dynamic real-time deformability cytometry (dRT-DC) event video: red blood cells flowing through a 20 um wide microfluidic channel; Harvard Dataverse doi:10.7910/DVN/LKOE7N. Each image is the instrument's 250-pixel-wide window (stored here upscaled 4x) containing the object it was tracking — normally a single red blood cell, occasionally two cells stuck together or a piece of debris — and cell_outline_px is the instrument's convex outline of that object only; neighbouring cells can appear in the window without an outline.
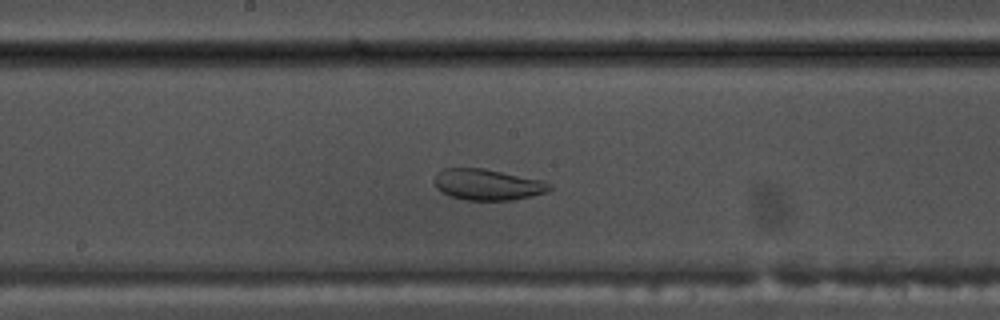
{"species": "common noctule bat (a hibernating species)", "species_latin": "Nyctalus noctula", "temperature_condition": "warm", "stored_images_in_passage": 51, "camera_frame_rate_fps": 3000, "um_per_image_px": 0.085, "animal": {"sex": "male", "body_mass_g": 17.5, "forearm_length_mm": 52.3}, "frame": {"image": 1, "passage_image": 26, "time_ms": 8.333, "image_size_px": [1000, 320], "cell_outline_px": [[552, 188], [548, 192], [532, 196], [512, 200], [464, 200], [452, 196], [436, 188], [436, 172], [444, 168], [484, 168], [544, 180], [552, 184]], "centroid_in_image_um": [41.51, 15.68], "position_along_channel_um": 206.7, "area_um2": 20.92}}
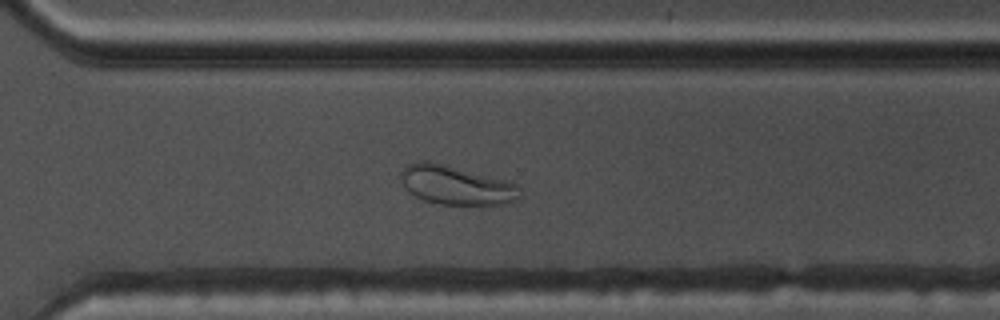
{"frame": {"image": 2, "passage_image": 36, "time_ms": 11.667, "image_size_px": [1000, 320], "cell_outline_px": [[520, 196], [516, 200], [504, 204], [440, 204], [424, 200], [408, 192], [400, 176], [400, 172], [408, 164], [420, 160], [428, 160], [444, 164], [504, 180], [516, 184]], "centroid_in_image_um": [38.72, 15.73], "position_along_channel_um": 331.9, "area_um2": 26.65}}
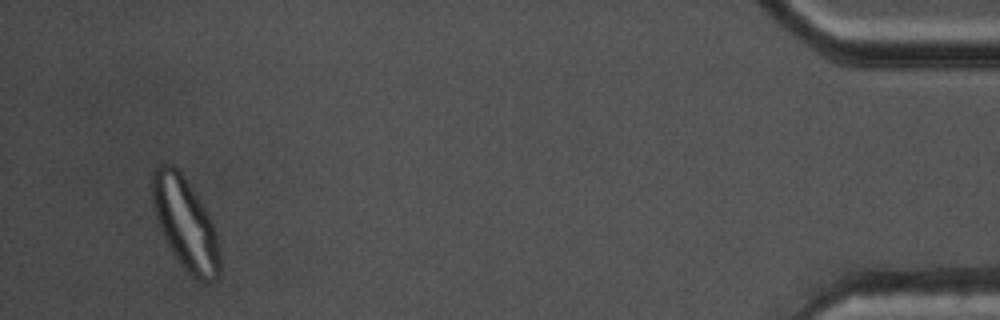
{"frame": {"image": 3, "passage_image": 49, "time_ms": 16.0, "image_size_px": [1000, 320], "cell_outline_px": [[220, 276], [208, 284], [192, 276], [180, 264], [172, 252], [160, 228], [156, 216], [152, 200], [152, 172], [156, 164], [172, 164], [180, 172], [208, 212], [216, 232], [220, 256]], "centroid_in_image_um": [15.76, 19.02], "position_along_channel_um": 419.4, "area_um2": 35.95}, "authors_computed_cell_mechanics": {"area_um2": 29.0156, "velocity_mm_per_s": 3.7565, "shape_relaxation_time_tau1_ms": 10.3427, "shape_relaxation_time_tau2_ms": 1.0923, "deformation_change_tau1": 0.2388, "deformation_change_tau2": 0.0622}}